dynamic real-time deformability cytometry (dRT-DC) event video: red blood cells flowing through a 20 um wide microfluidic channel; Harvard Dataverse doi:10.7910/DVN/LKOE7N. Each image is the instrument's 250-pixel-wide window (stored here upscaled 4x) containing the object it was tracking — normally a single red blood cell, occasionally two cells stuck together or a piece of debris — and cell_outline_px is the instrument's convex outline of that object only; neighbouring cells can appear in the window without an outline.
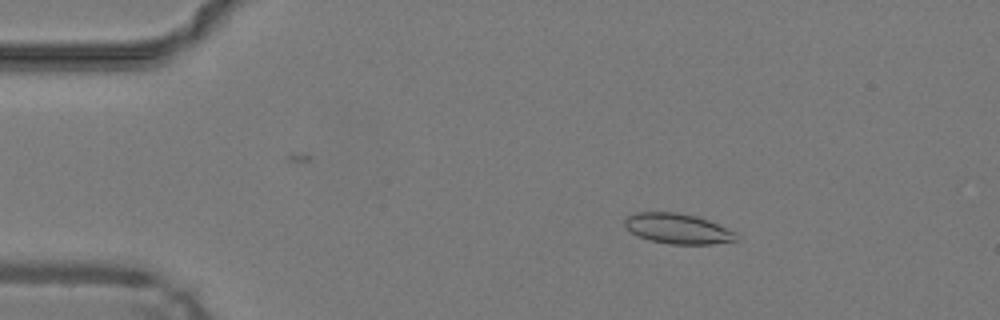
{"species": "common noctule bat (a hibernating species)", "species_latin": "Nyctalus noctula", "temperature_condition": "warm", "stored_images_in_passage": 48, "camera_frame_rate_fps": 3000, "um_per_image_px": 0.085, "animal": {"sex": "male", "body_mass_g": 19.2, "forearm_length_mm": 51.8}, "frame": {"image": 1, "passage_image": 8, "time_ms": 2.333, "image_size_px": [1000, 320], "cell_outline_px": [[740, 240], [712, 244], [668, 244], [648, 240], [632, 232], [624, 224], [624, 220], [628, 216], [636, 212], [676, 212], [696, 216], [708, 220], [736, 232]], "centroid_in_image_um": [57.64, 19.44], "position_along_channel_um": 27.4, "area_um2": 19.65}}
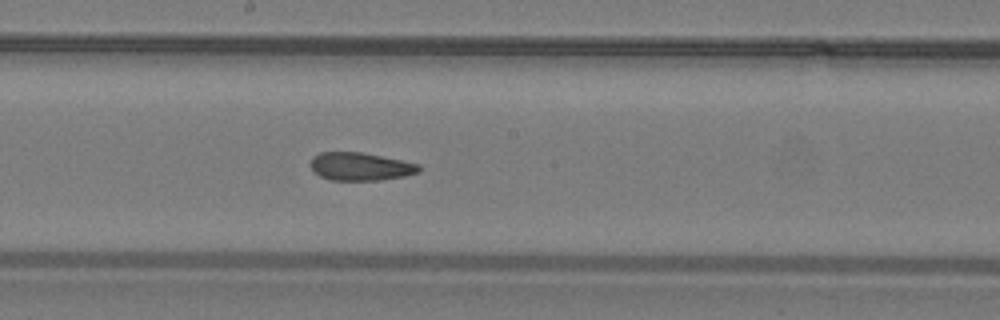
{"frame": {"image": 2, "passage_image": 26, "time_ms": 8.333, "image_size_px": [1000, 320], "cell_outline_px": [[420, 172], [404, 176], [380, 180], [332, 180], [320, 176], [312, 168], [312, 156], [320, 152], [360, 152], [420, 164]], "centroid_in_image_um": [30.65, 14.15], "position_along_channel_um": 217.6, "area_um2": 17.46}}
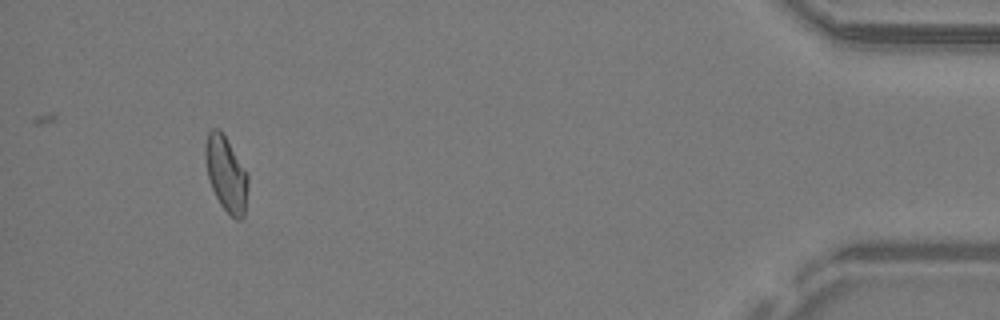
{"frame": {"image": 3, "passage_image": 45, "time_ms": 14.667, "image_size_px": [1000, 320], "cell_outline_px": [[248, 184], [244, 216], [240, 220], [236, 220], [220, 204], [208, 180], [204, 156], [204, 148], [208, 132], [212, 128], [220, 128], [248, 172]], "centroid_in_image_um": [19.21, 14.75], "position_along_channel_um": 416.0, "area_um2": 18.9}, "authors_computed_cell_mechanics": {"area_um2": 18.8139, "velocity_mm_per_s": 4.2511, "shape_relaxation_time_tau1_ms": null, "shape_relaxation_time_tau2_ms": 1.9697, "deformation_change_tau1": null, "deformation_change_tau2": 0.0854}}